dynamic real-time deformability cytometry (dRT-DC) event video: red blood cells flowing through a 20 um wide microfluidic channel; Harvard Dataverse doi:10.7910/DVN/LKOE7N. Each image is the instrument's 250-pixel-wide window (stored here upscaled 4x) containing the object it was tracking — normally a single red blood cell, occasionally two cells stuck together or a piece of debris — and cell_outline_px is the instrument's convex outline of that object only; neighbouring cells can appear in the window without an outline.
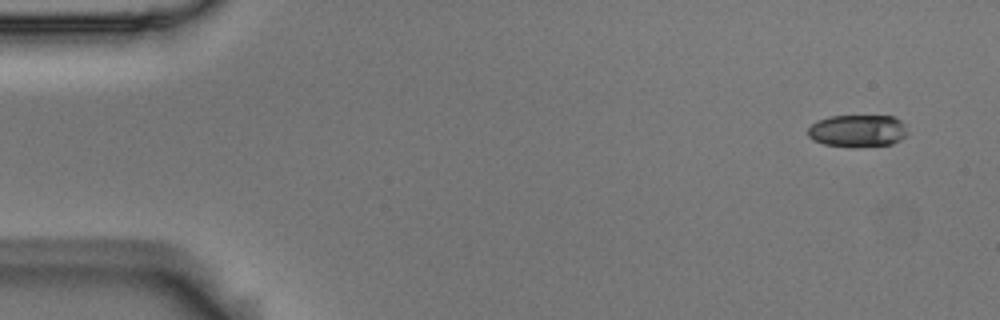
{"species": "Egyptian fruit bat (a non-hibernating species)", "species_latin": "Rousettus aegyptiacus", "temperature_condition": "room temperature", "stored_images_in_passage": 8, "camera_frame_rate_fps": 3000, "um_per_image_px": 0.085, "animal": {"sex": "male"}, "frame": {"image": 1, "passage_image": 1, "time_ms": 0.0, "image_size_px": [1000, 320], "cell_outline_px": [[904, 136], [900, 140], [892, 144], [824, 144], [812, 140], [808, 136], [808, 128], [812, 124], [828, 116], [892, 116], [900, 120], [904, 124]], "centroid_in_image_um": [72.86, 11.07], "position_along_channel_um": 12.1, "area_um2": 17.74}}
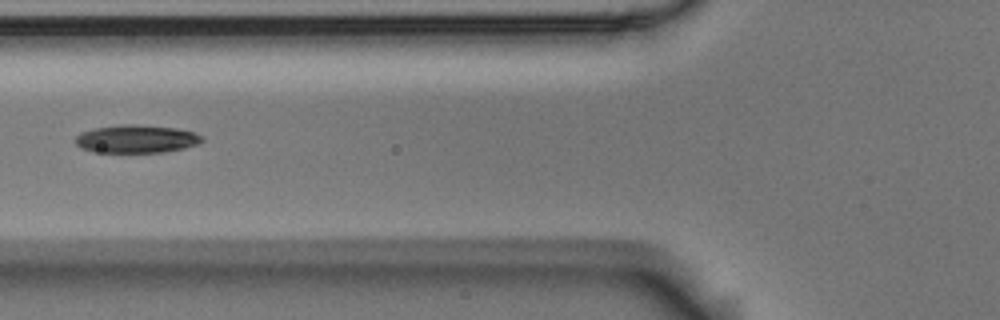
{"frame": {"image": 2, "passage_image": 6, "time_ms": 1.667, "image_size_px": [1000, 320], "cell_outline_px": [[204, 140], [200, 144], [184, 148], [164, 152], [92, 152], [80, 148], [76, 144], [76, 136], [84, 132], [96, 128], [124, 124], [132, 124], [176, 128], [192, 132], [200, 136]], "centroid_in_image_um": [11.6, 11.82], "position_along_channel_um": 114.2, "area_um2": 20.46}}
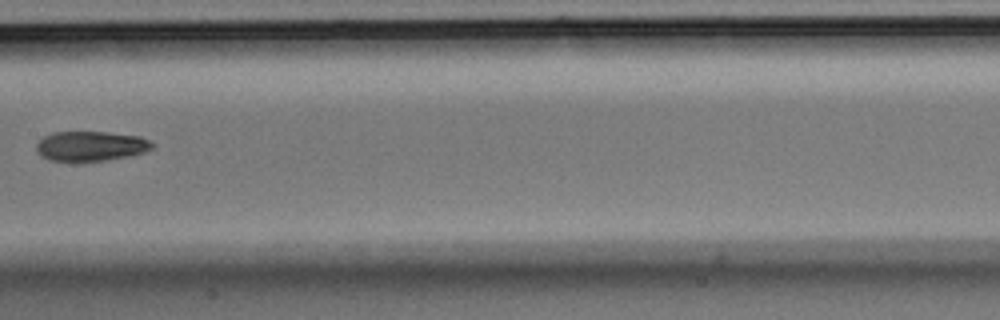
{"frame": {"image": 3, "passage_image": 8, "time_ms": 2.333, "image_size_px": [1000, 320], "cell_outline_px": [[156, 144], [152, 148], [144, 152], [132, 156], [104, 160], [48, 160], [40, 156], [36, 152], [36, 144], [44, 136], [52, 132], [108, 132], [140, 136]], "centroid_in_image_um": [7.72, 12.4], "position_along_channel_um": 199.7, "area_um2": 20.11}}